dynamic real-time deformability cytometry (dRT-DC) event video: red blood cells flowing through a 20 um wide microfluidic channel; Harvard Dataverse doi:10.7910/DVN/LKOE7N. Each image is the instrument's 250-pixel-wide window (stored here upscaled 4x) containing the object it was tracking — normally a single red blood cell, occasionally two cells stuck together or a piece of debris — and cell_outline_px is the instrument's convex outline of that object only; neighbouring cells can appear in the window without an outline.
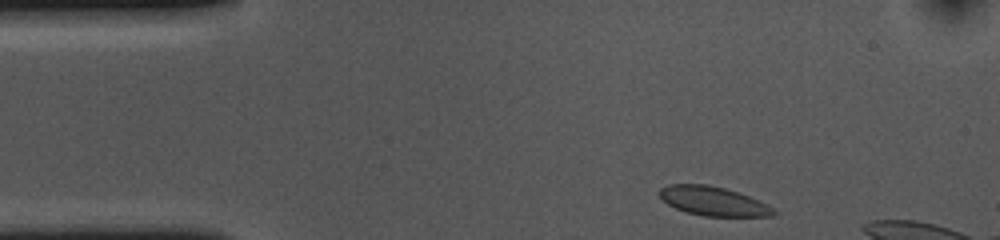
{"species": "common noctule bat (a hibernating species)", "species_latin": "Nyctalus noctula", "temperature_condition": "cold", "stored_images_in_passage": 37, "camera_frame_rate_fps": 3000, "um_per_image_px": 0.085, "animal": {"sex": "female", "body_mass_g": 10.0, "forearm_length_mm": 53.1}, "frame": {"image": 1, "passage_image": 1, "time_ms": 0.0, "image_size_px": [1000, 240], "cell_outline_px": [[776, 212], [772, 216], [704, 216], [688, 212], [676, 208], [668, 204], [656, 192], [660, 188], [668, 184], [708, 184], [724, 188], [748, 196], [772, 208]], "centroid_in_image_um": [60.55, 17.08], "position_along_channel_um": 24.4, "area_um2": 19.02}}
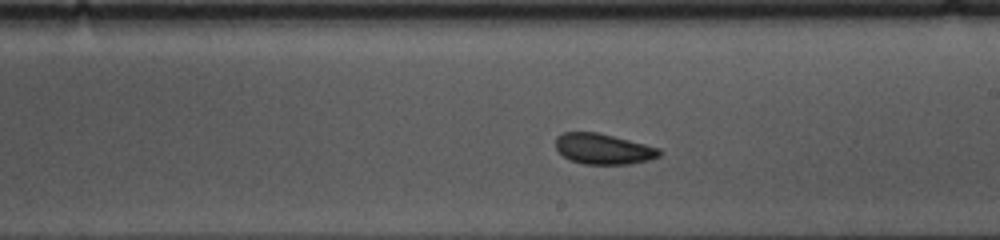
{"frame": {"image": 2, "passage_image": 23, "time_ms": 7.333, "image_size_px": [1000, 240], "cell_outline_px": [[664, 152], [660, 156], [648, 160], [628, 164], [584, 164], [568, 160], [556, 148], [556, 136], [564, 132], [596, 132], [660, 148]], "centroid_in_image_um": [51.28, 12.66], "position_along_channel_um": 237.7, "area_um2": 18.44}}
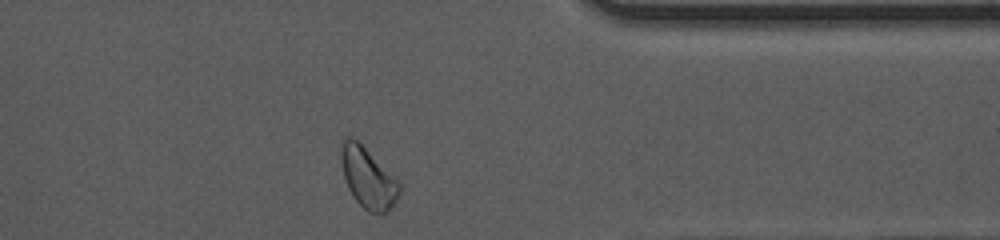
{"frame": {"image": 3, "passage_image": 36, "time_ms": 11.667, "image_size_px": [1000, 240], "cell_outline_px": [[400, 192], [396, 200], [384, 216], [368, 212], [352, 196], [348, 188], [344, 176], [340, 156], [340, 152], [344, 136], [352, 136], [400, 184]], "centroid_in_image_um": [31.25, 15.17], "position_along_channel_um": 380.2, "area_um2": 20.11}, "authors_computed_cell_mechanics": {"area_um2": 19.0162, "velocity_mm_per_s": 3.6095, "shape_relaxation_time_tau1_ms": 4.0305, "shape_relaxation_time_tau2_ms": 2.5078, "deformation_change_tau1": 0.0576, "deformation_change_tau2": 0.0559}}